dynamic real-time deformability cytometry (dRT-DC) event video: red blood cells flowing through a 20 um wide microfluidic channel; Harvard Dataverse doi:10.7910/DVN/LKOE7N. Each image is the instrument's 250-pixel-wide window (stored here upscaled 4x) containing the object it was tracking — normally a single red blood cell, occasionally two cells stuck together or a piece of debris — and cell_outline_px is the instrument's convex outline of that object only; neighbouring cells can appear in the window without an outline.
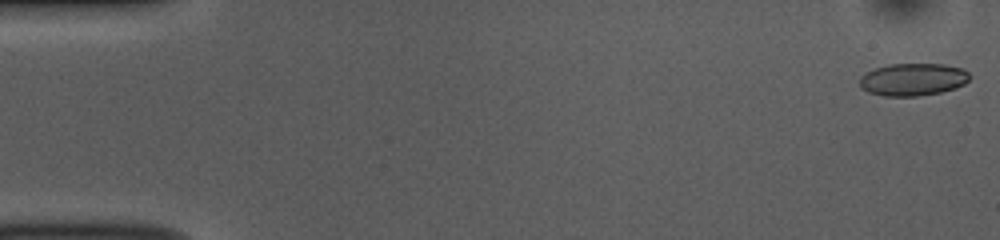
{"species": "common noctule bat (a hibernating species)", "species_latin": "Nyctalus noctula", "temperature_condition": "room temperature", "stored_images_in_passage": 53, "camera_frame_rate_fps": 3000, "um_per_image_px": 0.085, "animal": {"sex": "female", "body_mass_g": 10.0, "forearm_length_mm": 53.1}, "frame": {"image": 1, "passage_image": 1, "time_ms": 0.0, "image_size_px": [1000, 240], "cell_outline_px": [[972, 76], [964, 84], [956, 88], [940, 92], [916, 96], [884, 96], [868, 92], [860, 88], [860, 76], [864, 72], [888, 64], [944, 64], [964, 68]], "centroid_in_image_um": [77.6, 6.75], "position_along_channel_um": 7.4, "area_um2": 21.04}}
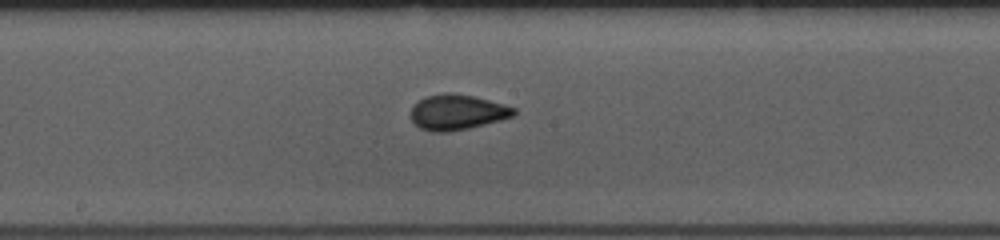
{"frame": {"image": 2, "passage_image": 28, "time_ms": 9.0, "image_size_px": [1000, 240], "cell_outline_px": [[516, 112], [512, 116], [500, 120], [468, 128], [448, 132], [432, 132], [420, 128], [412, 120], [412, 108], [420, 100], [428, 96], [444, 92], [448, 92], [472, 96], [504, 104], [516, 108]], "centroid_in_image_um": [38.87, 9.54], "position_along_channel_um": 209.3, "area_um2": 20.87}}
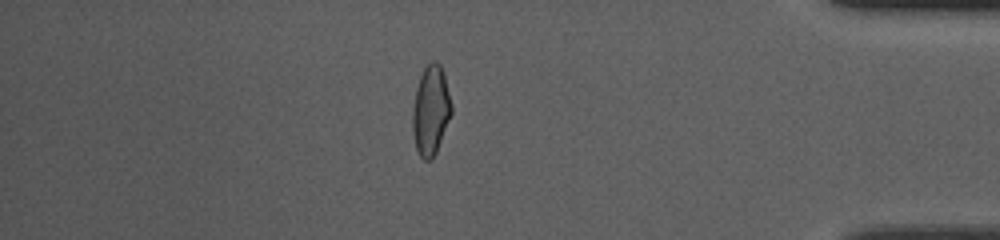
{"frame": {"image": 3, "passage_image": 46, "time_ms": 15.0, "image_size_px": [1000, 240], "cell_outline_px": [[452, 112], [436, 152], [432, 160], [424, 160], [420, 156], [416, 148], [412, 132], [412, 108], [416, 88], [420, 76], [424, 68], [432, 60], [436, 60], [440, 64], [444, 76], [452, 104]], "centroid_in_image_um": [36.6, 9.38], "position_along_channel_um": 398.6, "area_um2": 20.29}, "authors_computed_cell_mechanics": {"area_um2": 20.4034, "velocity_mm_per_s": 3.745, "shape_relaxation_time_tau1_ms": 5.2138, "shape_relaxation_time_tau2_ms": 0.6243, "deformation_change_tau1": 0.1398, "deformation_change_tau2": 0.0449}}